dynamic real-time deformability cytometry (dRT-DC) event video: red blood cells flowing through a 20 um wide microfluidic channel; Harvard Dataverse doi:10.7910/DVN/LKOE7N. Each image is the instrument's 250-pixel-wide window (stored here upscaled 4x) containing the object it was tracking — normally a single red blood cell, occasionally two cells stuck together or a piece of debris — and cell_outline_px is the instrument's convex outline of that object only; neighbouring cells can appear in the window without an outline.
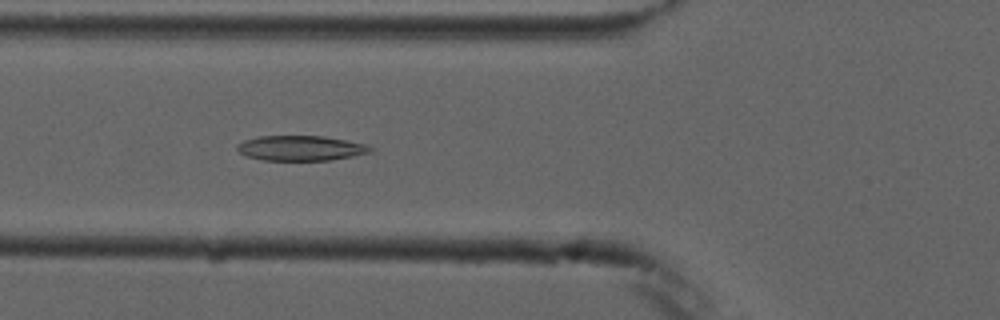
{"species": "common noctule bat (a hibernating species)", "species_latin": "Nyctalus noctula", "temperature_condition": "cold", "stored_images_in_passage": 6, "camera_frame_rate_fps": 3000, "um_per_image_px": 0.085, "animal": {"sex": "male", "forearm_length_mm": 52.5}, "frame": {"image": 1, "passage_image": 6, "time_ms": 6.333, "image_size_px": [1000, 320], "cell_outline_px": [[372, 152], [332, 160], [264, 160], [248, 156], [240, 152], [236, 148], [236, 144], [244, 140], [260, 136], [324, 136], [364, 144], [372, 148]], "centroid_in_image_um": [25.54, 12.59], "position_along_channel_um": 100.3, "area_um2": 19.25}}